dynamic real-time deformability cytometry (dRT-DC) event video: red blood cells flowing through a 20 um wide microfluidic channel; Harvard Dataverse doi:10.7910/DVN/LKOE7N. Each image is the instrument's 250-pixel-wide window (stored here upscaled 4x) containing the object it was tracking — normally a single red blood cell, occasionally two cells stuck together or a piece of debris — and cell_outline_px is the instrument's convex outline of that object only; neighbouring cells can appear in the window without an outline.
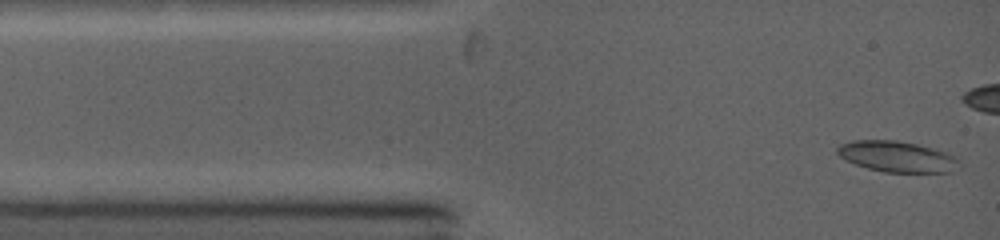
{"species": "common noctule bat (a hibernating species)", "species_latin": "Nyctalus noctula", "temperature_condition": "warm", "stored_images_in_passage": 49, "camera_frame_rate_fps": 5000, "um_per_image_px": 0.085, "animal": {"sex": "female", "body_mass_g": 19.0, "forearm_length_mm": 53.3}, "frame": {"image": 1, "passage_image": 1, "time_ms": 0.0, "image_size_px": [1000, 240], "cell_outline_px": [[960, 160], [952, 172], [884, 172], [868, 168], [844, 160], [836, 152], [836, 148], [840, 144], [852, 140], [896, 140], [916, 144], [948, 152], [956, 156]], "centroid_in_image_um": [76.23, 13.3], "position_along_channel_um": 8.8, "area_um2": 21.96}}
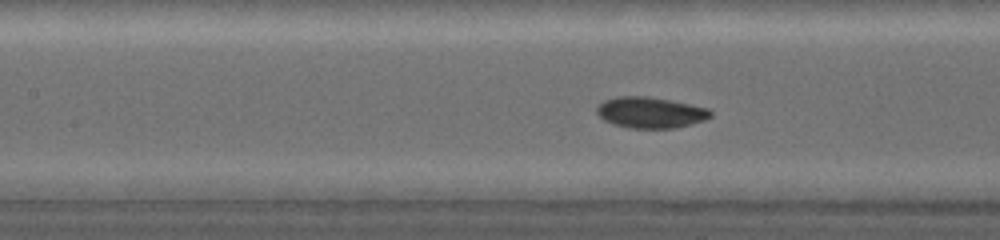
{"frame": {"image": 2, "passage_image": 17, "time_ms": 4.6, "image_size_px": [1000, 240], "cell_outline_px": [[712, 116], [704, 120], [692, 124], [676, 128], [628, 128], [612, 124], [604, 120], [596, 112], [596, 108], [604, 100], [616, 96], [648, 96], [672, 100], [708, 108], [712, 112]], "centroid_in_image_um": [55.29, 9.56], "position_along_channel_um": 152.1, "area_um2": 20.75}}
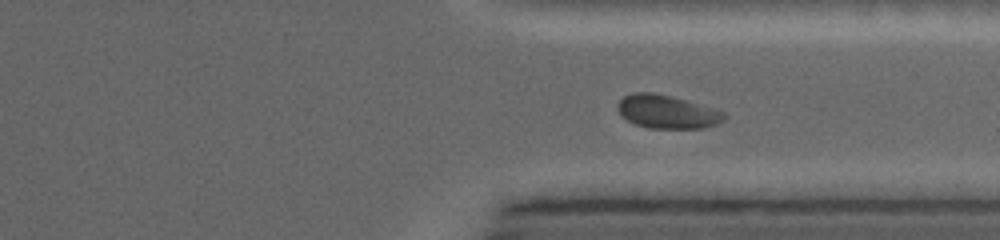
{"frame": {"image": 3, "passage_image": 34, "time_ms": 9.4, "image_size_px": [1000, 240], "cell_outline_px": [[724, 120], [716, 124], [704, 128], [648, 128], [636, 124], [620, 116], [616, 108], [616, 104], [624, 96], [636, 92], [652, 92], [672, 96], [712, 108], [724, 112]], "centroid_in_image_um": [56.65, 9.5], "position_along_channel_um": 354.8, "area_um2": 20.63}, "authors_computed_cell_mechanics": {"area_um2": 20.7502, "velocity_mm_per_s": 4.211, "shape_relaxation_time_tau1_ms": 2.5802, "shape_relaxation_time_tau2_ms": 1.567, "deformation_change_tau1": 0.0803, "deformation_change_tau2": 0.0346}}